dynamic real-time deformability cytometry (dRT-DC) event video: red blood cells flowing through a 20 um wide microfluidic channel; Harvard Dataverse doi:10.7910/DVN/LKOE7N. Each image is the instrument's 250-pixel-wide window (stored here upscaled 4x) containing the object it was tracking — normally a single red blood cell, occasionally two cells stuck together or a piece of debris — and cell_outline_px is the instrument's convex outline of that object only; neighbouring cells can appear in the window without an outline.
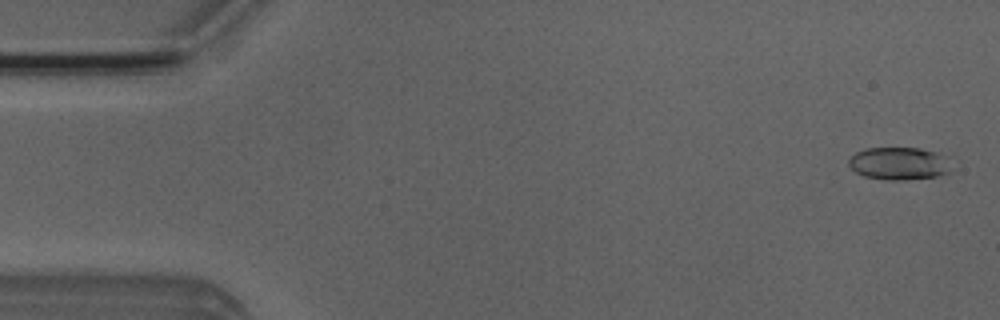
{"species": "Egyptian fruit bat (a non-hibernating species)", "species_latin": "Rousettus aegyptiacus", "temperature_condition": "room temperature", "stored_images_in_passage": 52, "camera_frame_rate_fps": 3000, "um_per_image_px": 0.085, "animal": {"sex": "male"}, "frame": {"image": 1, "passage_image": 2, "time_ms": 0.333, "image_size_px": [1000, 320], "cell_outline_px": [[952, 168], [948, 172], [936, 176], [904, 180], [888, 180], [864, 176], [856, 172], [848, 164], [848, 160], [856, 152], [868, 148], [920, 148], [936, 152]], "centroid_in_image_um": [76.36, 13.9], "position_along_channel_um": 8.6, "area_um2": 19.13}}
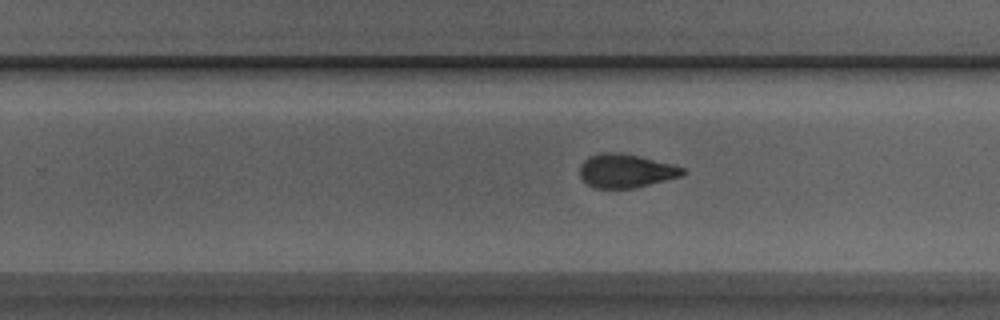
{"frame": {"image": 2, "passage_image": 32, "time_ms": 10.333, "image_size_px": [1000, 320], "cell_outline_px": [[684, 172], [680, 176], [636, 188], [596, 188], [588, 184], [580, 176], [580, 164], [588, 156], [600, 152], [620, 152], [640, 156], [672, 164], [684, 168]], "centroid_in_image_um": [53.16, 14.51], "position_along_channel_um": 276.6, "area_um2": 20.17}}
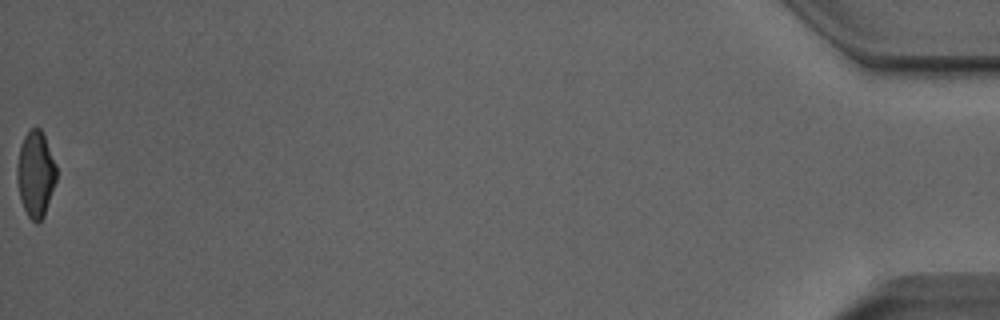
{"frame": {"image": 3, "passage_image": 52, "time_ms": 17.0, "image_size_px": [1000, 320], "cell_outline_px": [[56, 180], [44, 216], [36, 224], [28, 216], [20, 200], [16, 180], [16, 168], [20, 148], [24, 136], [32, 128], [40, 128], [44, 136], [56, 164]], "centroid_in_image_um": [3.01, 14.81], "position_along_channel_um": 432.2, "area_um2": 19.59}, "authors_computed_cell_mechanics": {"area_um2": 20.3745, "velocity_mm_per_s": 3.966, "shape_relaxation_time_tau1_ms": 4.0768, "shape_relaxation_time_tau2_ms": 1.8574, "deformation_change_tau1": 0.1583, "deformation_change_tau2": 0.0797}}